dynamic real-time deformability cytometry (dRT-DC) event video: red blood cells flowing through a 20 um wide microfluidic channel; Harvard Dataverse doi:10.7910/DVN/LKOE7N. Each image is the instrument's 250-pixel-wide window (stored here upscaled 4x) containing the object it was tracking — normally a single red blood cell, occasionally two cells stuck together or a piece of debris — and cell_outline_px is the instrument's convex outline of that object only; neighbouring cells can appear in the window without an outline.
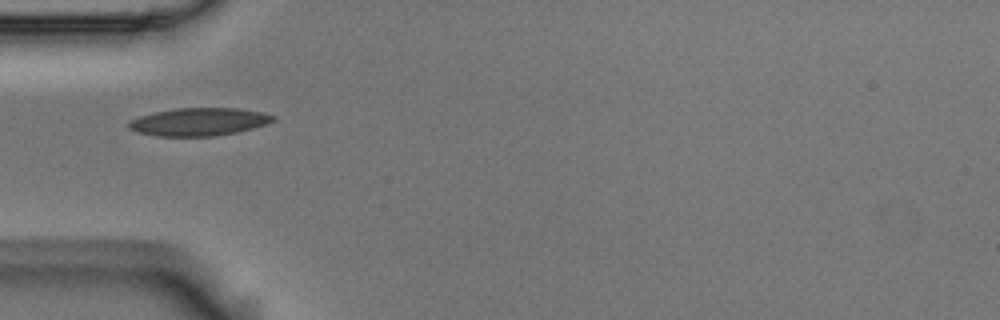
{"species": "Egyptian fruit bat (a non-hibernating species)", "species_latin": "Rousettus aegyptiacus", "temperature_condition": "room temperature", "stored_images_in_passage": 2, "camera_frame_rate_fps": 3000, "um_per_image_px": 0.085, "animal": {"sex": "male"}, "frame": {"image": 1, "passage_image": 1, "time_ms": 0.0, "image_size_px": [1000, 320], "cell_outline_px": [[276, 120], [252, 128], [236, 132], [212, 136], [156, 136], [136, 132], [128, 128], [128, 120], [140, 116], [156, 112], [176, 108], [240, 108], [264, 112], [276, 116]], "centroid_in_image_um": [16.9, 10.35], "position_along_channel_um": 68.1, "area_um2": 23.47}}
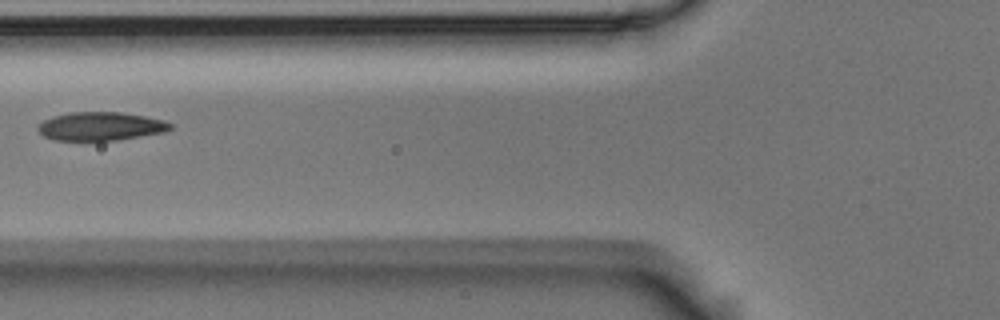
{"frame": {"image": 2, "passage_image": 2, "time_ms": 0.333, "image_size_px": [1000, 320], "cell_outline_px": [[172, 128], [164, 132], [116, 140], [52, 140], [44, 136], [36, 128], [44, 120], [52, 116], [72, 112], [124, 112], [164, 120], [172, 124]], "centroid_in_image_um": [8.55, 10.73], "position_along_channel_um": 117.3, "area_um2": 21.91}}